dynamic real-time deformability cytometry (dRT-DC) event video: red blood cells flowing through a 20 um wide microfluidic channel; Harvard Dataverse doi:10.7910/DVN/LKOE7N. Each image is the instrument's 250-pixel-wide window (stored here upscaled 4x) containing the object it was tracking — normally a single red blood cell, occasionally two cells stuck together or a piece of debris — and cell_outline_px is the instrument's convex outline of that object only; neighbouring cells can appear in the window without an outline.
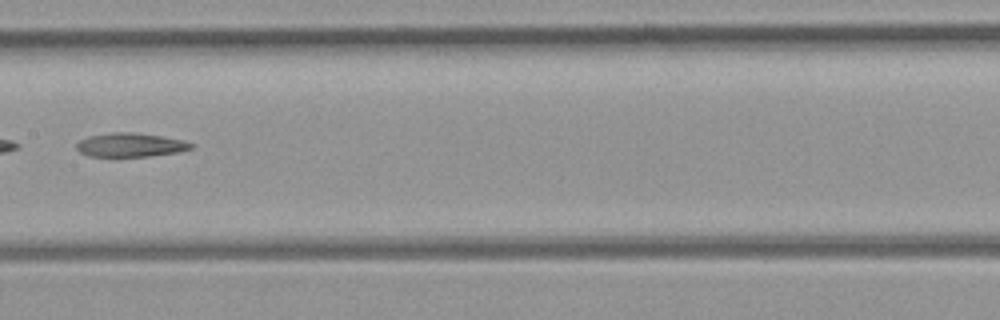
{"species": "common noctule bat (a hibernating species)", "species_latin": "Nyctalus noctula", "temperature_condition": "room temperature", "stored_images_in_passage": 25, "camera_frame_rate_fps": 3000, "um_per_image_px": 0.085, "animal": {"sex": "female", "body_mass_g": 21.9}, "frame": {"image": 1, "passage_image": 15, "time_ms": 4.667, "image_size_px": [1000, 320], "cell_outline_px": [[192, 148], [176, 152], [148, 156], [88, 156], [80, 152], [76, 148], [76, 144], [80, 140], [88, 136], [112, 132], [132, 132], [160, 136], [180, 140], [192, 144]], "centroid_in_image_um": [11.01, 12.31], "position_along_channel_um": 196.4, "area_um2": 15.61}}